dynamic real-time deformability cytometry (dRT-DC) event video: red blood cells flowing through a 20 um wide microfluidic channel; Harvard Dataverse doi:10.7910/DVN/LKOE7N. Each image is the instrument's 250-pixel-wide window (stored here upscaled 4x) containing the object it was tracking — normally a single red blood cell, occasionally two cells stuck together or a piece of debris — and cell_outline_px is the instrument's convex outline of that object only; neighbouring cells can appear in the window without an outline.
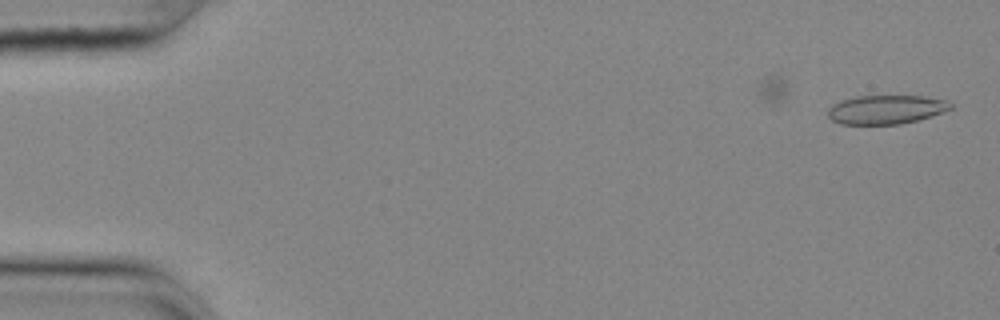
{"species": "common noctule bat (a hibernating species)", "species_latin": "Nyctalus noctula", "temperature_condition": "cold", "stored_images_in_passage": 14, "camera_frame_rate_fps": 3000, "um_per_image_px": 0.085, "animal": {"sex": "female", "body_mass_g": 25.1}, "frame": {"image": 1, "passage_image": 1, "time_ms": 0.0, "image_size_px": [1000, 320], "cell_outline_px": [[952, 108], [916, 120], [900, 124], [840, 124], [832, 120], [828, 116], [828, 108], [832, 104], [840, 100], [856, 96], [924, 96], [944, 100], [952, 104]], "centroid_in_image_um": [75.24, 9.3], "position_along_channel_um": 9.8, "area_um2": 20.46}}
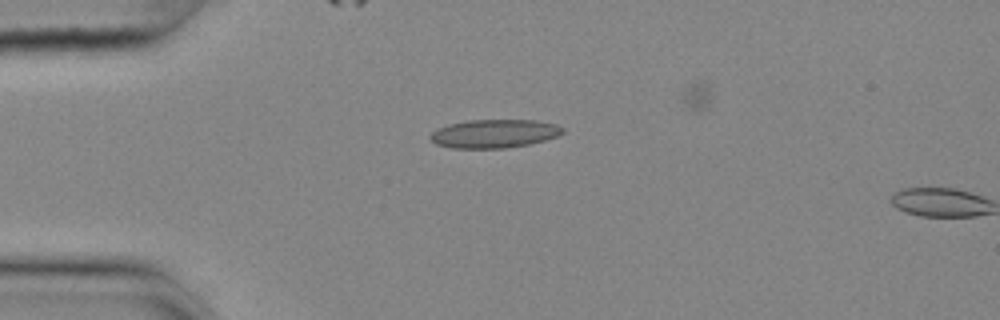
{"frame": {"image": 2, "passage_image": 13, "time_ms": 4.0, "image_size_px": [1000, 320], "cell_outline_px": [[564, 132], [556, 136], [544, 140], [528, 144], [504, 148], [452, 148], [436, 144], [428, 136], [436, 128], [448, 124], [468, 120], [536, 120], [556, 124], [564, 128]], "centroid_in_image_um": [41.98, 11.35], "position_along_channel_um": 43.0, "area_um2": 21.96}}